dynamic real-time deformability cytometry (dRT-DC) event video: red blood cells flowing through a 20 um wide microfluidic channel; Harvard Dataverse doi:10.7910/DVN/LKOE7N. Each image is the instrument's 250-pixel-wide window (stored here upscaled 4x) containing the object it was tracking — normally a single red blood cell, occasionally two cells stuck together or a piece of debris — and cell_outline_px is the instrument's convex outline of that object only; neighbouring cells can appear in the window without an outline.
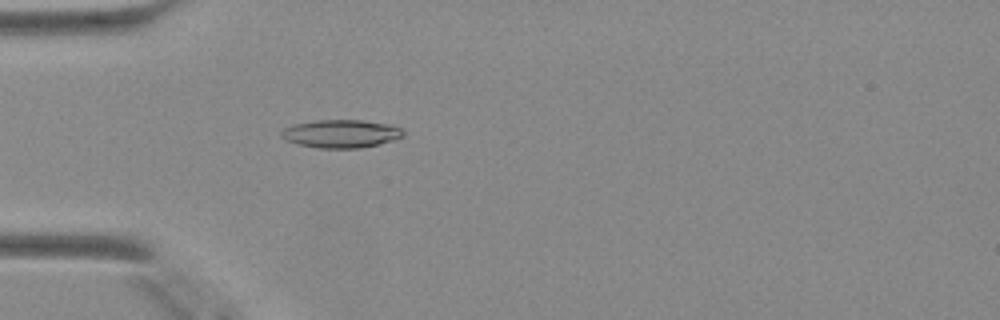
{"species": "Egyptian fruit bat (a non-hibernating species)", "species_latin": "Rousettus aegyptiacus", "temperature_condition": "warm", "stored_images_in_passage": 49, "camera_frame_rate_fps": 3000, "um_per_image_px": 0.085, "animal": {"sex": "female"}, "frame": {"image": 1, "passage_image": 15, "time_ms": 4.667, "image_size_px": [1000, 320], "cell_outline_px": [[404, 136], [380, 144], [360, 148], [320, 148], [296, 144], [280, 136], [280, 132], [284, 128], [292, 124], [312, 120], [360, 120], [388, 124], [400, 128], [404, 132]], "centroid_in_image_um": [28.95, 11.36], "position_along_channel_um": 56.0, "area_um2": 20.0}}
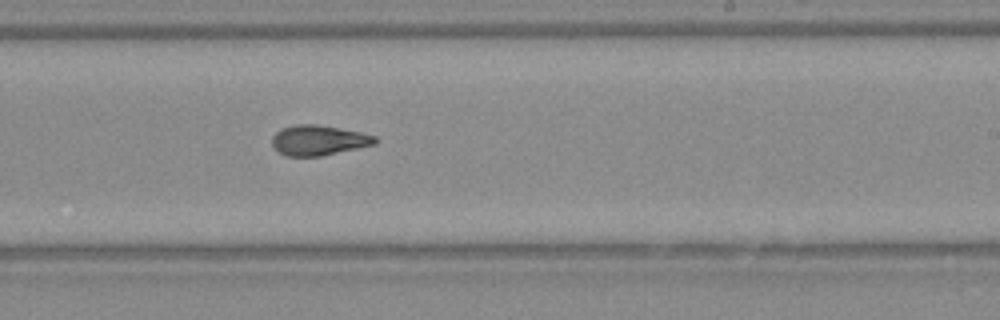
{"frame": {"image": 2, "passage_image": 30, "time_ms": 9.667, "image_size_px": [1000, 320], "cell_outline_px": [[376, 144], [320, 156], [284, 156], [272, 144], [272, 136], [280, 128], [296, 124], [316, 124], [360, 132], [376, 136]], "centroid_in_image_um": [27.05, 11.91], "position_along_channel_um": 261.9, "area_um2": 17.98}}
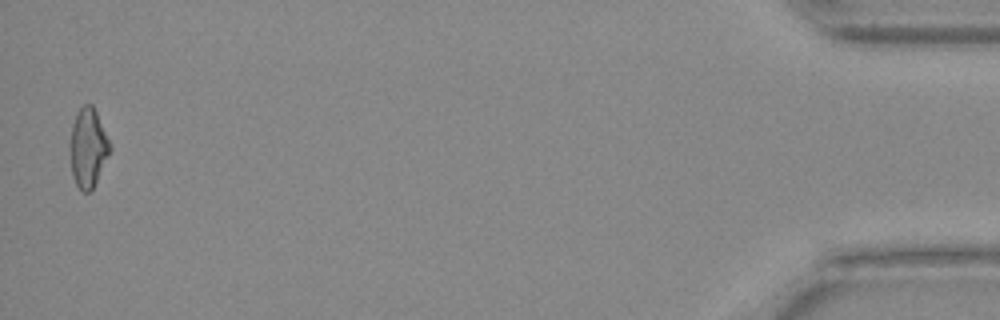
{"frame": {"image": 3, "passage_image": 48, "time_ms": 15.667, "image_size_px": [1000, 320], "cell_outline_px": [[112, 148], [92, 188], [88, 192], [80, 192], [72, 176], [72, 124], [76, 112], [84, 104], [92, 104], [96, 112]], "centroid_in_image_um": [7.49, 12.55], "position_along_channel_um": 427.7, "area_um2": 17.69}}